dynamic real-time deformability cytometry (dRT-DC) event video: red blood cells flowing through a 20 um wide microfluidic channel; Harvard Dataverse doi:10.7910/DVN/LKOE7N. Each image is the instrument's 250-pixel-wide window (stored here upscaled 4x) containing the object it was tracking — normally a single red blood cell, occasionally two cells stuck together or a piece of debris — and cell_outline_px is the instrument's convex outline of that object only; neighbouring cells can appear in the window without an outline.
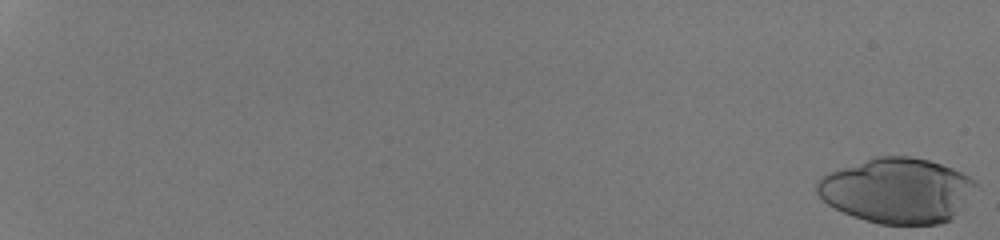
{"species": "human", "species_latin": "Homo sapiens", "temperature_condition": "room temperature", "stored_images_in_passage": 27, "camera_frame_rate_fps": 3000, "um_per_image_px": 0.085, "donor": {"sex": "male"}, "frame": {"image": 1, "passage_image": 1, "time_ms": 0.0, "image_size_px": [1000, 240], "cell_outline_px": [[976, 184], [964, 208], [952, 220], [940, 224], [880, 224], [864, 220], [852, 216], [828, 204], [816, 192], [816, 184], [824, 176], [832, 172], [876, 156], [912, 156], [928, 160], [952, 168], [968, 176]], "centroid_in_image_um": [76.3, 16.21], "position_along_channel_um": 8.7, "area_um2": 59.88}}
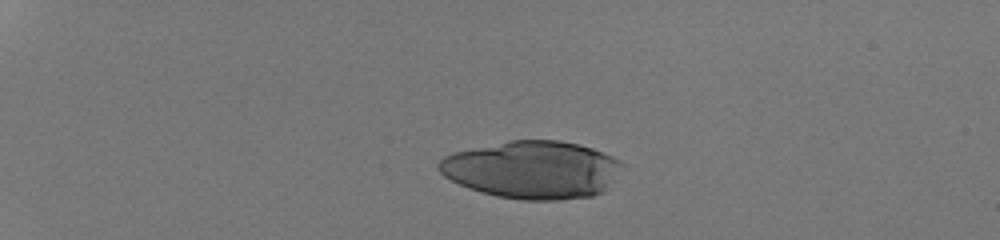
{"frame": {"image": 2, "passage_image": 16, "time_ms": 5.0, "image_size_px": [1000, 240], "cell_outline_px": [[628, 168], [604, 192], [592, 196], [556, 200], [520, 200], [496, 196], [468, 188], [444, 176], [436, 168], [436, 164], [444, 156], [452, 152], [508, 140], [560, 140], [580, 144], [592, 148], [612, 156], [620, 160]], "centroid_in_image_um": [45.32, 14.42], "position_along_channel_um": 39.7, "area_um2": 62.66}}